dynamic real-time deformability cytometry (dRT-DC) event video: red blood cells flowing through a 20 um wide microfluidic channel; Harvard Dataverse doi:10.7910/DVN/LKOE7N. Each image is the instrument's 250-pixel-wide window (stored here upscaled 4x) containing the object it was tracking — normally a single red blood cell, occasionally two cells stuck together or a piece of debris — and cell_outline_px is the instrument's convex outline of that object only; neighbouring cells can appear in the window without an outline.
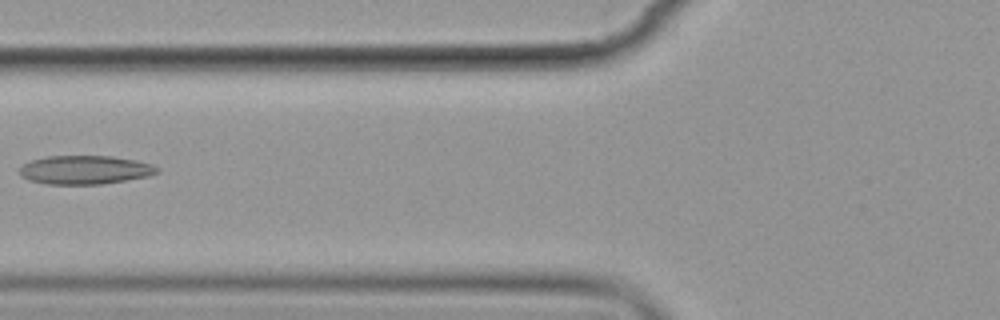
{"species": "common noctule bat (a hibernating species)", "species_latin": "Nyctalus noctula", "temperature_condition": "cold", "stored_images_in_passage": 6, "camera_frame_rate_fps": 3000, "um_per_image_px": 0.085, "animal": {"sex": "female", "body_mass_g": 19.9}, "frame": {"image": 1, "passage_image": 6, "time_ms": 5.667, "image_size_px": [1000, 320], "cell_outline_px": [[160, 172], [148, 176], [100, 184], [48, 184], [28, 180], [20, 176], [20, 168], [24, 164], [32, 160], [48, 156], [112, 156], [136, 160], [152, 164], [160, 168]], "centroid_in_image_um": [7.24, 14.43], "position_along_channel_um": 118.6, "area_um2": 22.95}}